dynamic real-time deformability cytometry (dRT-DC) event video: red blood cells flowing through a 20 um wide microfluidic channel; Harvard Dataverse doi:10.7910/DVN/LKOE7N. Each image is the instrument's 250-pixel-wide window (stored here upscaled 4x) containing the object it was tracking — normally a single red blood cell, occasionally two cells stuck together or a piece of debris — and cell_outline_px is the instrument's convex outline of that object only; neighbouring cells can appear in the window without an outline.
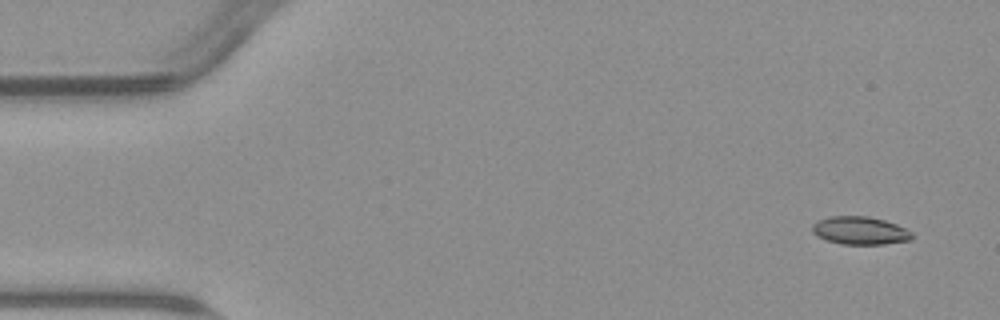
{"species": "common noctule bat (a hibernating species)", "species_latin": "Nyctalus noctula", "temperature_condition": "warm", "stored_images_in_passage": 4, "segment_of_instrument_passage": [2, 2], "camera_frame_rate_fps": 3000, "um_per_image_px": 0.085, "animal": {"sex": "male", "body_mass_g": 23.1, "forearm_length_mm": 52.7}, "frame": {"image": 1, "passage_image": 4, "time_ms": 4.0, "image_size_px": [1000, 320], "cell_outline_px": [[912, 240], [884, 244], [840, 244], [816, 236], [812, 232], [812, 224], [820, 220], [832, 216], [868, 216], [884, 220], [896, 224], [912, 232]], "centroid_in_image_um": [73.1, 19.6], "position_along_channel_um": 11.9, "area_um2": 16.18}}